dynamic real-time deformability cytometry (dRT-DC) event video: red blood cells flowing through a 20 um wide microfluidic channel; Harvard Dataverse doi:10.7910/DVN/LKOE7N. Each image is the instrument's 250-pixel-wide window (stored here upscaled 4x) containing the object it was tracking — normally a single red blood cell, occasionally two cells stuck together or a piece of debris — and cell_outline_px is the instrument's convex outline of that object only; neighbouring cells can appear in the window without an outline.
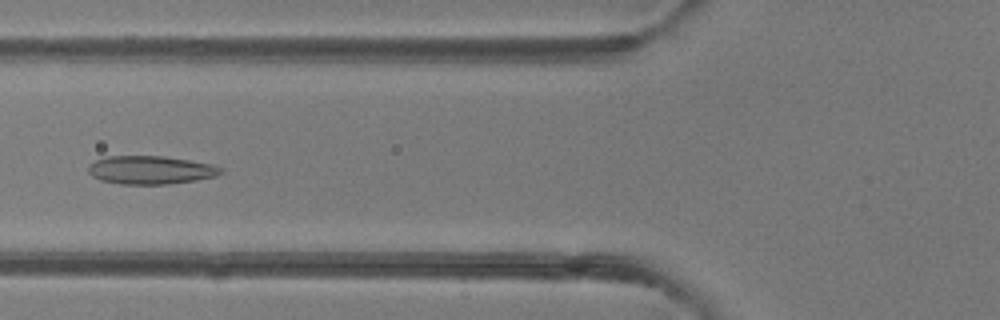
{"species": "common noctule bat (a hibernating species)", "species_latin": "Nyctalus noctula", "temperature_condition": "room temperature", "stored_images_in_passage": 48, "camera_frame_rate_fps": 3000, "um_per_image_px": 0.085, "animal": {"sex": "female"}, "frame": {"image": 1, "passage_image": 18, "time_ms": 5.667, "image_size_px": [1000, 320], "cell_outline_px": [[224, 172], [216, 176], [196, 180], [168, 184], [120, 184], [100, 180], [92, 176], [88, 172], [88, 164], [104, 156], [164, 156], [212, 164], [224, 168]], "centroid_in_image_um": [12.8, 14.45], "position_along_channel_um": 113.0, "area_um2": 22.02}}
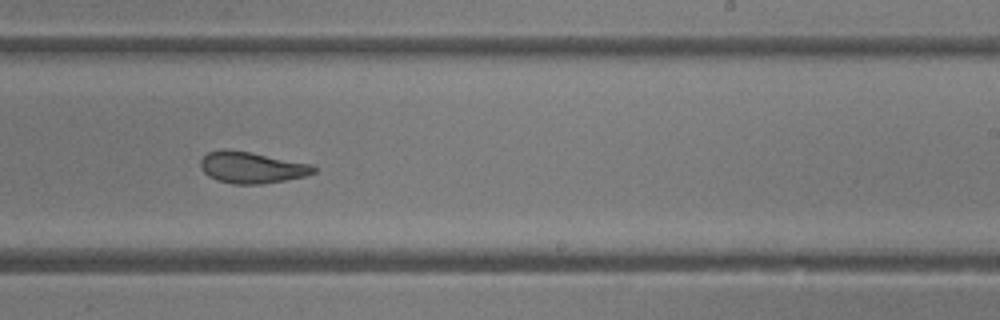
{"frame": {"image": 2, "passage_image": 29, "time_ms": 9.333, "image_size_px": [1000, 320], "cell_outline_px": [[316, 172], [304, 176], [284, 180], [260, 184], [232, 184], [216, 180], [208, 176], [200, 168], [200, 160], [208, 152], [224, 148], [228, 148], [312, 164], [316, 168]], "centroid_in_image_um": [21.35, 14.23], "position_along_channel_um": 267.6, "area_um2": 20.75}}
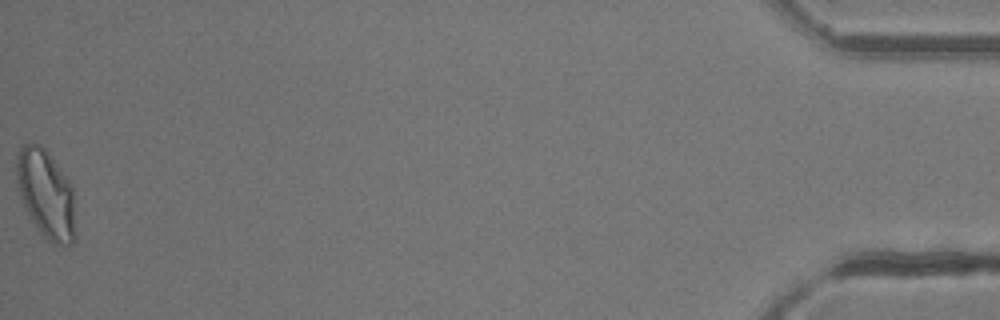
{"frame": {"image": 3, "passage_image": 48, "time_ms": 15.667, "image_size_px": [1000, 320], "cell_outline_px": [[76, 236], [72, 244], [56, 244], [44, 240], [32, 220], [16, 188], [16, 160], [20, 148], [24, 144], [40, 144], [48, 152], [68, 180], [72, 188]], "centroid_in_image_um": [3.9, 16.52], "position_along_channel_um": 431.3, "area_um2": 30.35}, "authors_computed_cell_mechanics": {"area_um2": 23.1778, "velocity_mm_per_s": 4.2206, "shape_relaxation_time_tau1_ms": 7.6958, "shape_relaxation_time_tau2_ms": 1.6952, "deformation_change_tau1": 0.1814, "deformation_change_tau2": 0.0755}}